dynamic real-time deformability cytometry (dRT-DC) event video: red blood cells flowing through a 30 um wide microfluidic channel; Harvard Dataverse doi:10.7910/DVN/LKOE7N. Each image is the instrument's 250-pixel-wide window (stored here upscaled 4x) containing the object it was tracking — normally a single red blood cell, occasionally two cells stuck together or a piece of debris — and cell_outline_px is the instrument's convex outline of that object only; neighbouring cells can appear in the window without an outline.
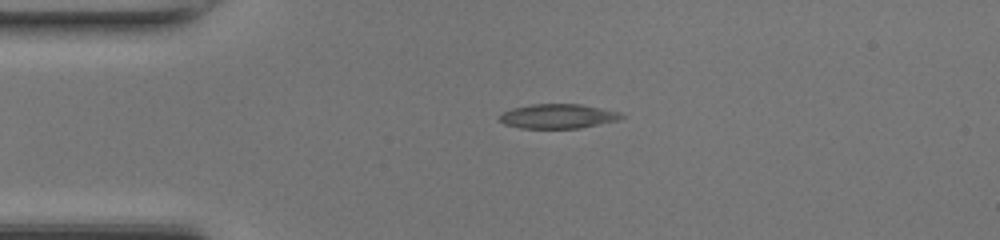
{"species": "common noctule bat (a hibernating species)", "species_latin": "Nyctalus noctula", "temperature_condition": "room temperature", "stored_images_in_passage": 38, "camera_frame_rate_fps": 3000, "um_per_image_px": 0.085, "animal": {"sex": "female", "body_mass_g": 17.0, "forearm_length_mm": 48.0}, "frame": {"image": 1, "passage_image": 1, "time_ms": 0.0, "image_size_px": [1000, 240], "cell_outline_px": [[624, 116], [620, 120], [580, 128], [520, 128], [504, 124], [500, 120], [500, 116], [504, 112], [512, 108], [532, 104], [580, 104], [620, 112]], "centroid_in_image_um": [47.44, 9.88], "position_along_channel_um": 37.6, "area_um2": 17.28}}
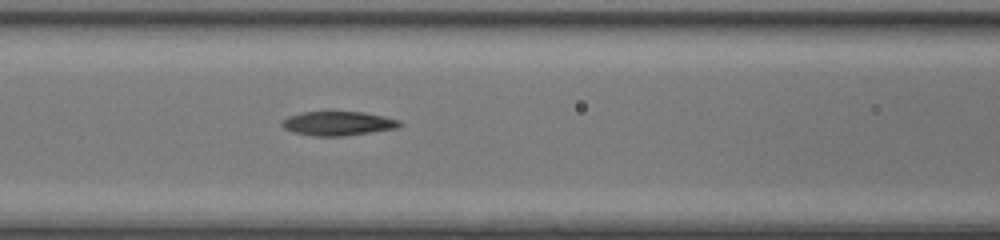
{"frame": {"image": 2, "passage_image": 10, "time_ms": 3.0, "image_size_px": [1000, 240], "cell_outline_px": [[404, 124], [396, 128], [344, 136], [312, 136], [292, 132], [284, 128], [280, 124], [280, 120], [288, 116], [300, 112], [364, 112], [400, 120]], "centroid_in_image_um": [28.68, 10.49], "position_along_channel_um": 137.9, "area_um2": 16.65}}
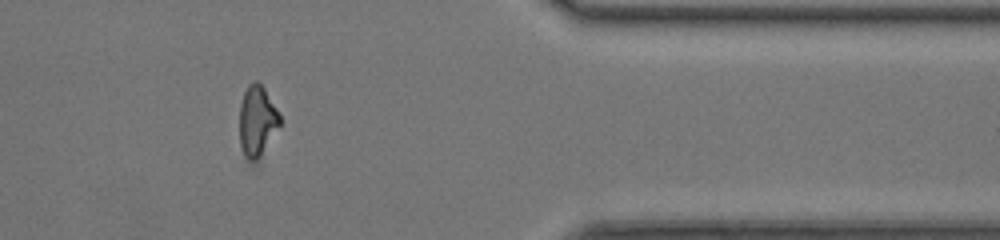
{"frame": {"image": 3, "passage_image": 29, "time_ms": 9.333, "image_size_px": [1000, 240], "cell_outline_px": [[280, 124], [260, 164], [256, 168], [248, 164], [244, 156], [240, 144], [240, 104], [244, 92], [248, 84], [256, 80], [264, 88], [280, 116]], "centroid_in_image_um": [21.85, 10.47], "position_along_channel_um": 389.6, "area_um2": 17.4}}